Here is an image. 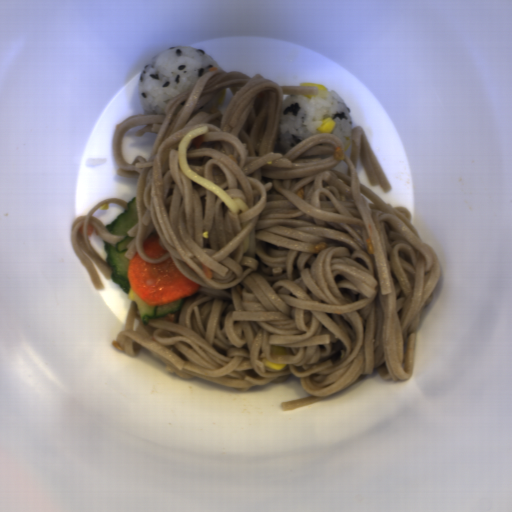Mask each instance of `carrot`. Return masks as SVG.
I'll use <instances>...</instances> for the list:
<instances>
[{
	"label": "carrot",
	"instance_id": "b8716197",
	"mask_svg": "<svg viewBox=\"0 0 512 512\" xmlns=\"http://www.w3.org/2000/svg\"><path fill=\"white\" fill-rule=\"evenodd\" d=\"M126 275L135 293L146 304L156 307L193 296L202 288L185 277L171 258L161 264H149L137 252L129 259Z\"/></svg>",
	"mask_w": 512,
	"mask_h": 512
},
{
	"label": "carrot",
	"instance_id": "cead05ca",
	"mask_svg": "<svg viewBox=\"0 0 512 512\" xmlns=\"http://www.w3.org/2000/svg\"><path fill=\"white\" fill-rule=\"evenodd\" d=\"M143 251L145 255L151 258H160L168 254V250H165L159 242V235L157 233L150 232L148 238L143 243Z\"/></svg>",
	"mask_w": 512,
	"mask_h": 512
}]
</instances>
